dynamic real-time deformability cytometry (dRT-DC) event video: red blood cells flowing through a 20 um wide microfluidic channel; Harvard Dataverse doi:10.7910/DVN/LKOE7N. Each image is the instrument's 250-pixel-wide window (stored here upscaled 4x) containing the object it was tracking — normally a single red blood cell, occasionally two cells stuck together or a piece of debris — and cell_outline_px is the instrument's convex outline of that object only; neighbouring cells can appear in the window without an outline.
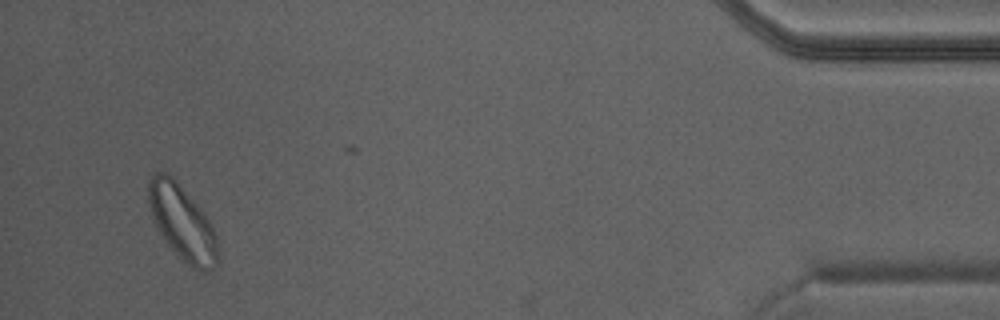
{"species": "Egyptian fruit bat (a non-hibernating species)", "species_latin": "Rousettus aegyptiacus", "temperature_condition": "warm", "stored_images_in_passage": 25, "camera_frame_rate_fps": 3000, "um_per_image_px": 0.085, "animal": {"sex": "male"}, "frame": {"image": 1, "passage_image": 25, "time_ms": 8.0, "image_size_px": [1000, 320], "cell_outline_px": [[216, 264], [212, 268], [204, 272], [200, 272], [192, 268], [168, 244], [160, 232], [152, 216], [148, 204], [148, 180], [156, 172], [168, 172], [176, 180], [200, 208], [208, 220], [216, 236]], "centroid_in_image_um": [15.45, 18.88], "position_along_channel_um": 419.7, "area_um2": 29.48}}